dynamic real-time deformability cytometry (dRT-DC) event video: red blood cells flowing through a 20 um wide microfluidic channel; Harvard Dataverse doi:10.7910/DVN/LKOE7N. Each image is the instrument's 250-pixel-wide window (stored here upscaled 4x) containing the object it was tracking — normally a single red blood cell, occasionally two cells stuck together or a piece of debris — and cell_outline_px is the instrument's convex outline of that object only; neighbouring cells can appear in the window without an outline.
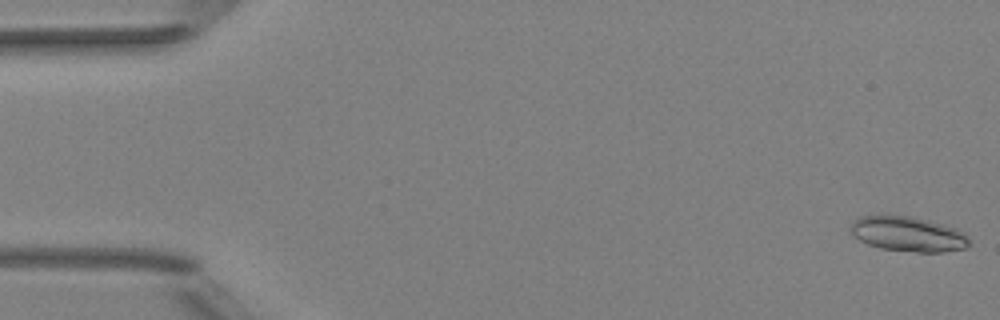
{"species": "Egyptian fruit bat (a non-hibernating species)", "species_latin": "Rousettus aegyptiacus", "temperature_condition": "room temperature", "stored_images_in_passage": 51, "camera_frame_rate_fps": 3000, "um_per_image_px": 0.085, "animal": {"sex": "female"}, "frame": {"image": 1, "passage_image": 1, "time_ms": 0.0, "image_size_px": [1000, 320], "cell_outline_px": [[968, 244], [964, 248], [944, 252], [916, 252], [880, 248], [868, 244], [860, 240], [848, 228], [852, 220], [860, 216], [912, 216], [944, 224], [956, 228], [964, 232], [968, 236]], "centroid_in_image_um": [77.18, 19.89], "position_along_channel_um": 7.8, "area_um2": 24.1}}
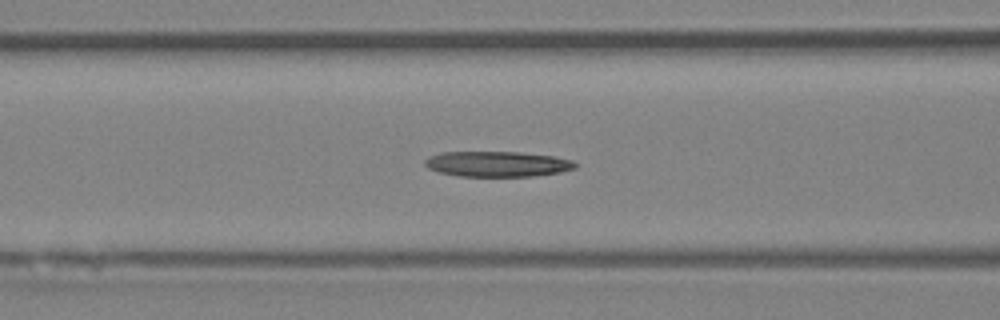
{"frame": {"image": 2, "passage_image": 21, "time_ms": 6.667, "image_size_px": [1000, 320], "cell_outline_px": [[580, 164], [576, 168], [560, 172], [532, 176], [460, 176], [440, 172], [428, 168], [424, 164], [424, 160], [428, 156], [440, 152], [520, 152], [556, 156], [572, 160]], "centroid_in_image_um": [42.3, 13.93], "position_along_channel_um": 124.3, "area_um2": 22.43}}
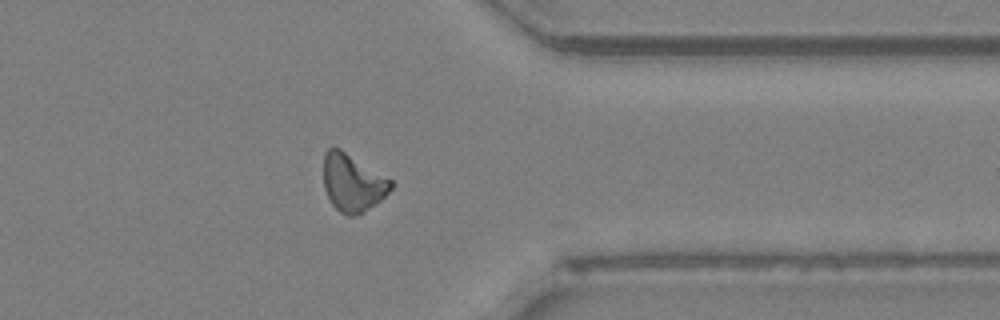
{"frame": {"image": 3, "passage_image": 41, "time_ms": 13.333, "image_size_px": [1000, 320], "cell_outline_px": [[392, 188], [380, 200], [356, 216], [348, 216], [340, 212], [332, 204], [324, 188], [324, 152], [328, 148], [340, 148], [392, 180]], "centroid_in_image_um": [29.96, 15.52], "position_along_channel_um": 381.4, "area_um2": 22.31}, "authors_computed_cell_mechanics": {"area_um2": 22.542, "velocity_mm_per_s": 3.983, "shape_relaxation_time_tau1_ms": 8.8865, "shape_relaxation_time_tau2_ms": null, "deformation_change_tau1": 0.186, "deformation_change_tau2": null}}